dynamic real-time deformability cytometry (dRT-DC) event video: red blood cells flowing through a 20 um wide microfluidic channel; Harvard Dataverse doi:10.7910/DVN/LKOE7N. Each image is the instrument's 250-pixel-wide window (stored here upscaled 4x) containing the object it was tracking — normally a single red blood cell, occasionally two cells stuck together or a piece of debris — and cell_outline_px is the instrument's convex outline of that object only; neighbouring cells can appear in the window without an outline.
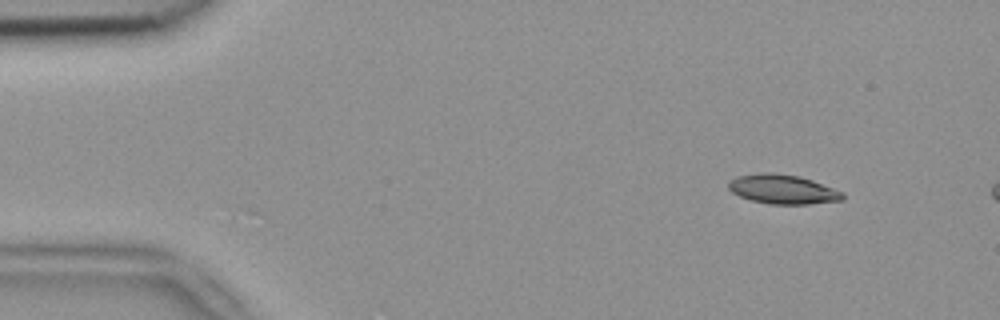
{"species": "common noctule bat (a hibernating species)", "species_latin": "Nyctalus noctula", "temperature_condition": "room temperature", "stored_images_in_passage": 3, "camera_frame_rate_fps": 3000, "um_per_image_px": 0.085, "animal": {"sex": "female", "body_mass_g": 18.4}, "frame": {"image": 1, "passage_image": 1, "time_ms": 0.0, "image_size_px": [1000, 320], "cell_outline_px": [[844, 200], [808, 204], [768, 204], [752, 200], [740, 196], [732, 192], [728, 188], [728, 180], [736, 176], [760, 172], [772, 172], [800, 176], [812, 180], [844, 192]], "centroid_in_image_um": [66.52, 16.08], "position_along_channel_um": 18.5, "area_um2": 19.71}}